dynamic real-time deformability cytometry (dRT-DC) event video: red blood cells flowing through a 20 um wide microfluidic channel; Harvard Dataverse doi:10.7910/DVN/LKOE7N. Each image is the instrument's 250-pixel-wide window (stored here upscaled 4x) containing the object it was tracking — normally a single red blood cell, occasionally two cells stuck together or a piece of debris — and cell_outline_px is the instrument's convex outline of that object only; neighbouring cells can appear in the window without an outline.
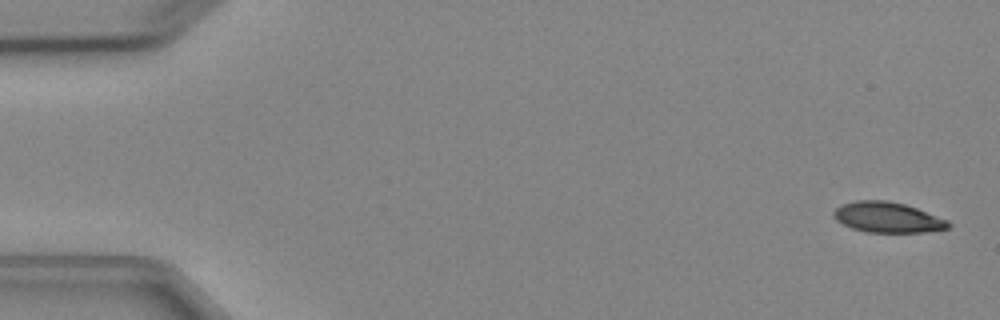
{"species": "Egyptian fruit bat (a non-hibernating species)", "species_latin": "Rousettus aegyptiacus", "temperature_condition": "cold", "stored_images_in_passage": 6, "camera_frame_rate_fps": 3000, "um_per_image_px": 0.085, "animal": {"sex": "female"}, "frame": {"image": 1, "passage_image": 1, "time_ms": 0.0, "image_size_px": [1000, 320], "cell_outline_px": [[952, 224], [948, 228], [924, 232], [864, 232], [852, 228], [836, 220], [832, 216], [832, 212], [840, 204], [856, 200], [884, 200], [904, 204], [916, 208], [948, 220]], "centroid_in_image_um": [75.4, 18.47], "position_along_channel_um": 9.6, "area_um2": 20.35}}
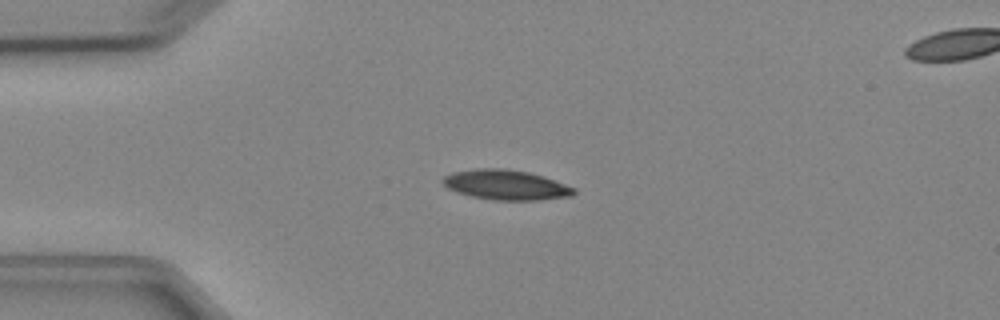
{"frame": {"image": 2, "passage_image": 4, "time_ms": 3.667, "image_size_px": [1000, 320], "cell_outline_px": [[576, 192], [572, 196], [540, 200], [492, 200], [472, 196], [456, 192], [448, 188], [440, 180], [444, 176], [452, 172], [476, 168], [504, 168], [528, 172], [544, 176], [576, 188]], "centroid_in_image_um": [43.0, 15.71], "position_along_channel_um": 42.0, "area_um2": 23.06}}